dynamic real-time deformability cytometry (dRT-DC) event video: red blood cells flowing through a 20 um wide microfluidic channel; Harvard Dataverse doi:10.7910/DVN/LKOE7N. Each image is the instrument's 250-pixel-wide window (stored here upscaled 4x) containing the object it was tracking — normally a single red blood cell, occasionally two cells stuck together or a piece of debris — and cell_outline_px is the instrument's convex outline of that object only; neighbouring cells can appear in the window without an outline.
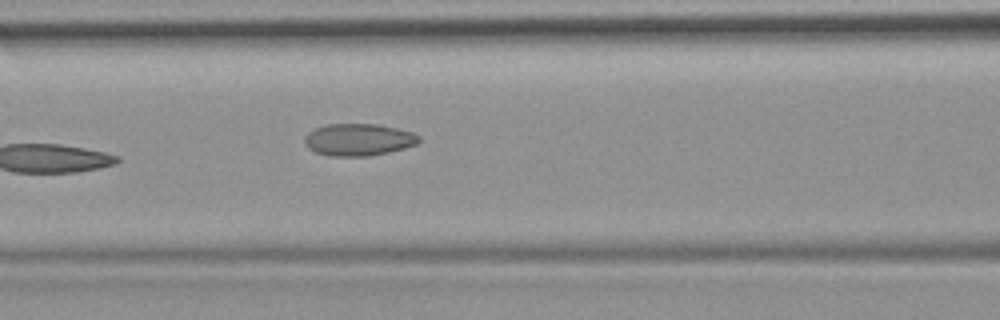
{"species": "common noctule bat (a hibernating species)", "species_latin": "Nyctalus noctula", "temperature_condition": "room temperature", "stored_images_in_passage": 7, "camera_frame_rate_fps": 3000, "um_per_image_px": 0.085, "animal": {"sex": "female", "body_mass_g": 19.9}, "frame": {"image": 1, "passage_image": 7, "time_ms": 7.0, "image_size_px": [1000, 320], "cell_outline_px": [[420, 140], [416, 144], [404, 148], [388, 152], [368, 156], [328, 156], [316, 152], [308, 148], [304, 140], [304, 136], [308, 132], [324, 124], [376, 124], [396, 128], [412, 132], [420, 136]], "centroid_in_image_um": [30.45, 11.87], "position_along_channel_um": 136.1, "area_um2": 21.39}}